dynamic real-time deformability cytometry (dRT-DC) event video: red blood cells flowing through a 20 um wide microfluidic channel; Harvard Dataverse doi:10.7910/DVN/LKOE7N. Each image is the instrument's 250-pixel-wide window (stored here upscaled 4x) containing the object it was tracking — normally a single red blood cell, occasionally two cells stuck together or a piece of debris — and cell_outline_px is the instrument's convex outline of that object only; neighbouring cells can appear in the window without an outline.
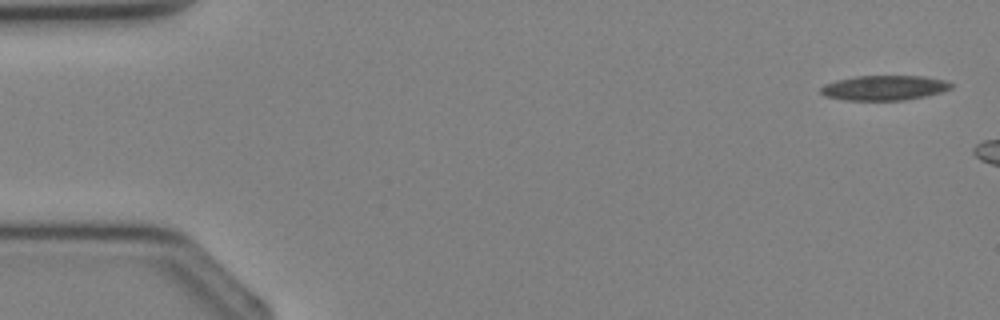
{"species": "Egyptian fruit bat (a non-hibernating species)", "species_latin": "Rousettus aegyptiacus", "temperature_condition": "cold", "stored_images_in_passage": 4, "camera_frame_rate_fps": 3000, "um_per_image_px": 0.085, "animal": {"sex": "female"}, "frame": {"image": 1, "passage_image": 1, "time_ms": 0.0, "image_size_px": [1000, 320], "cell_outline_px": [[952, 88], [940, 92], [924, 96], [904, 100], [844, 100], [824, 96], [820, 92], [820, 88], [824, 84], [836, 80], [856, 76], [924, 76], [944, 80], [952, 84]], "centroid_in_image_um": [75.12, 7.46], "position_along_channel_um": 9.9, "area_um2": 18.84}}